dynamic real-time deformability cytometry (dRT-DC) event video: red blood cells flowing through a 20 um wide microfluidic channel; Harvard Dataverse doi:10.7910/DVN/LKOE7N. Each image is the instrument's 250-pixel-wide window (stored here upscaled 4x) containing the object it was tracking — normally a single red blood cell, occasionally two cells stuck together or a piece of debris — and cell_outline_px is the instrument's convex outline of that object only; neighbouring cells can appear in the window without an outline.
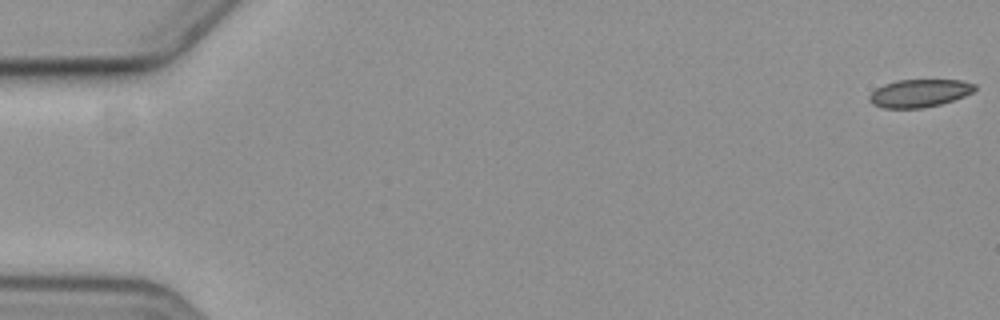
{"species": "common noctule bat (a hibernating species)", "species_latin": "Nyctalus noctula", "temperature_condition": "cold", "stored_images_in_passage": 6, "camera_frame_rate_fps": 3000, "um_per_image_px": 0.085, "animal": {"sex": "female", "body_mass_g": 19.3, "forearm_length_mm": 54.1}, "frame": {"image": 1, "passage_image": 1, "time_ms": 0.0, "image_size_px": [1000, 320], "cell_outline_px": [[976, 88], [972, 92], [964, 96], [940, 104], [924, 108], [884, 108], [872, 104], [868, 100], [868, 96], [876, 88], [884, 84], [896, 80], [960, 80], [976, 84]], "centroid_in_image_um": [78.12, 7.92], "position_along_channel_um": 6.9, "area_um2": 17.11}}
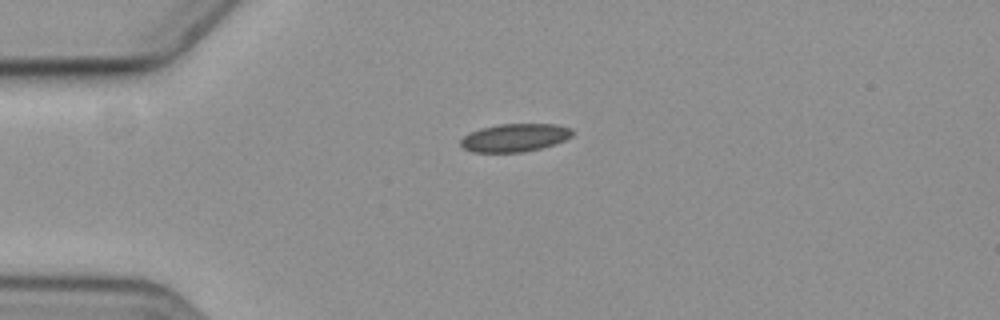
{"frame": {"image": 2, "passage_image": 5, "time_ms": 4.667, "image_size_px": [1000, 320], "cell_outline_px": [[572, 136], [564, 140], [540, 148], [520, 152], [472, 152], [464, 148], [460, 144], [460, 140], [468, 132], [480, 128], [496, 124], [556, 124], [572, 128]], "centroid_in_image_um": [43.72, 11.69], "position_along_channel_um": 41.3, "area_um2": 18.21}}